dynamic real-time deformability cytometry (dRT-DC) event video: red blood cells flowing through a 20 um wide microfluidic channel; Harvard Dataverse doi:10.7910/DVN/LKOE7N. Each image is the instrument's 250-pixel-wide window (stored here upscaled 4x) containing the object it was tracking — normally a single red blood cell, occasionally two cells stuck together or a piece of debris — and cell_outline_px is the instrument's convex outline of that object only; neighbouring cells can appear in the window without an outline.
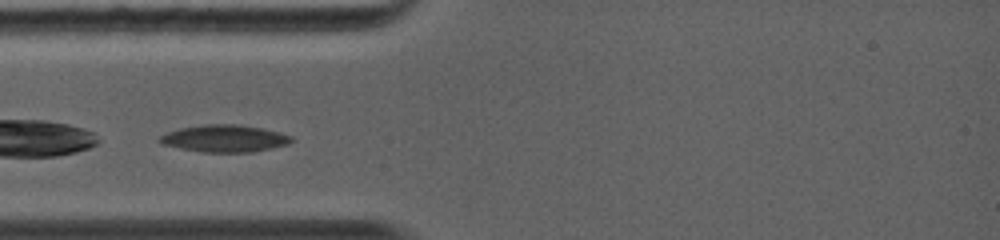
{"species": "common noctule bat (a hibernating species)", "species_latin": "Nyctalus noctula", "temperature_condition": "warm", "stored_images_in_passage": 2, "camera_frame_rate_fps": 5000, "um_per_image_px": 0.085, "animal": {"sex": "female", "body_mass_g": 19.0, "forearm_length_mm": 56.7}, "frame": {"image": 1, "passage_image": 1, "time_ms": 0.0, "image_size_px": [1000, 240], "cell_outline_px": [[292, 140], [288, 144], [252, 152], [200, 152], [180, 148], [164, 144], [156, 140], [160, 136], [168, 132], [180, 128], [204, 124], [236, 124], [260, 128], [292, 136]], "centroid_in_image_um": [19.04, 11.77], "position_along_channel_um": 66.0, "area_um2": 20.58}}
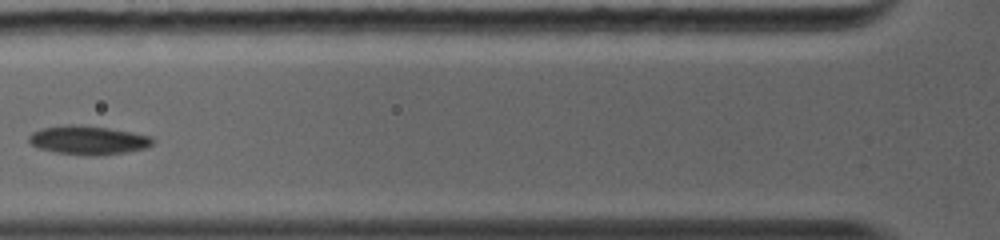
{"frame": {"image": 2, "passage_image": 2, "time_ms": 1.2, "image_size_px": [1000, 240], "cell_outline_px": [[156, 140], [152, 144], [144, 148], [124, 152], [92, 156], [88, 156], [56, 152], [40, 148], [32, 144], [28, 140], [28, 136], [32, 132], [40, 128], [68, 124], [108, 128], [132, 132], [152, 136]], "centroid_in_image_um": [7.49, 11.91], "position_along_channel_um": 118.3, "area_um2": 20.63}}